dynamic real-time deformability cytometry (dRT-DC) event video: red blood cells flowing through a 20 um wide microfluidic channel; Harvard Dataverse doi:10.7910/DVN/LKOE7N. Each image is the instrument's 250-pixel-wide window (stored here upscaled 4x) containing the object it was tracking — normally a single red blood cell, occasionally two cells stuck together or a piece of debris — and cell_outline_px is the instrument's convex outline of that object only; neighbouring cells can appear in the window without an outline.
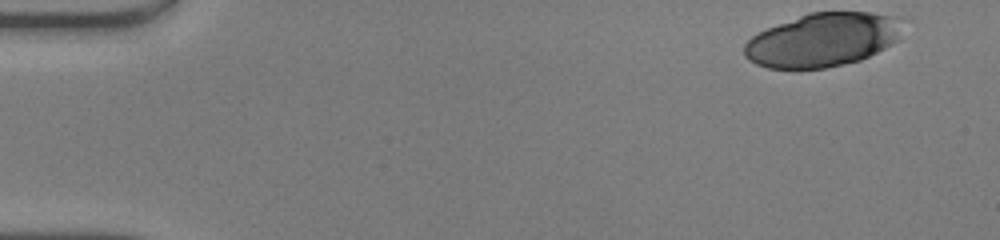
{"species": "human", "species_latin": "Homo sapiens", "temperature_condition": "warm", "stored_images_in_passage": 3, "camera_frame_rate_fps": 3000, "um_per_image_px": 0.085, "donor": {"sex": "male"}, "frame": {"image": 1, "passage_image": 1, "time_ms": 0.0, "image_size_px": [1000, 240], "cell_outline_px": [[900, 40], [860, 60], [824, 68], [768, 68], [756, 64], [748, 60], [744, 56], [744, 44], [752, 36], [768, 28], [808, 12], [872, 12], [900, 16]], "centroid_in_image_um": [69.94, 3.38], "position_along_channel_um": 15.1, "area_um2": 49.42}}